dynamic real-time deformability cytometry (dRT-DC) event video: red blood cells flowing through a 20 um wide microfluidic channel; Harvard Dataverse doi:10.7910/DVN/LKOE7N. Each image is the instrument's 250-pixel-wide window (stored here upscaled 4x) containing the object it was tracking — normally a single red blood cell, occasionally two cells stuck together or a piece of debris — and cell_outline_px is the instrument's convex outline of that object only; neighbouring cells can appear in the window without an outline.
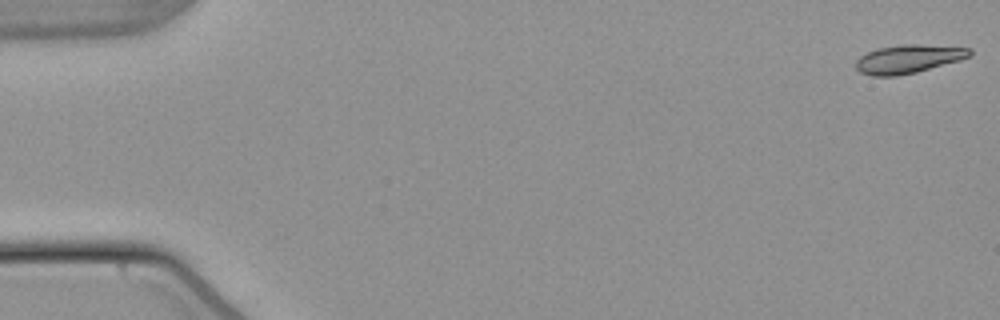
{"species": "common noctule bat (a hibernating species)", "species_latin": "Nyctalus noctula", "temperature_condition": "warm", "stored_images_in_passage": 13, "camera_frame_rate_fps": 3000, "um_per_image_px": 0.085, "animal": {"sex": "male", "body_mass_g": 21.5, "forearm_length_mm": 52.0}, "frame": {"image": 1, "passage_image": 1, "time_ms": 0.0, "image_size_px": [1000, 320], "cell_outline_px": [[972, 52], [968, 56], [960, 60], [916, 72], [896, 76], [872, 76], [860, 72], [856, 68], [856, 60], [860, 56], [868, 52], [880, 48], [904, 44], [916, 44], [972, 48]], "centroid_in_image_um": [77.2, 5.01], "position_along_channel_um": 7.8, "area_um2": 18.67}}